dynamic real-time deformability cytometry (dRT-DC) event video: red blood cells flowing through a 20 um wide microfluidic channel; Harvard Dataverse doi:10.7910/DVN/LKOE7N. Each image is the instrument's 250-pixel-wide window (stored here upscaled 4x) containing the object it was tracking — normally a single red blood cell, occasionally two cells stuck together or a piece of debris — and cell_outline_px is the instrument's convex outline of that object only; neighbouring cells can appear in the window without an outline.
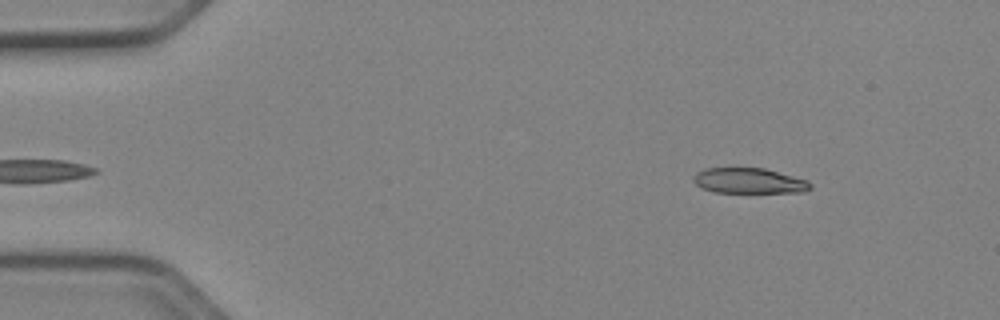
{"species": "Egyptian fruit bat (a non-hibernating species)", "species_latin": "Rousettus aegyptiacus", "temperature_condition": "cold", "stored_images_in_passage": 47, "camera_frame_rate_fps": 3000, "um_per_image_px": 0.085, "animal": {"sex": "female"}, "frame": {"image": 1, "passage_image": 2, "time_ms": 0.333, "image_size_px": [1000, 320], "cell_outline_px": [[812, 188], [804, 192], [712, 192], [700, 188], [692, 180], [692, 176], [696, 172], [704, 168], [736, 164], [764, 168], [808, 180], [812, 184]], "centroid_in_image_um": [63.58, 15.31], "position_along_channel_um": 21.4, "area_um2": 18.32}}
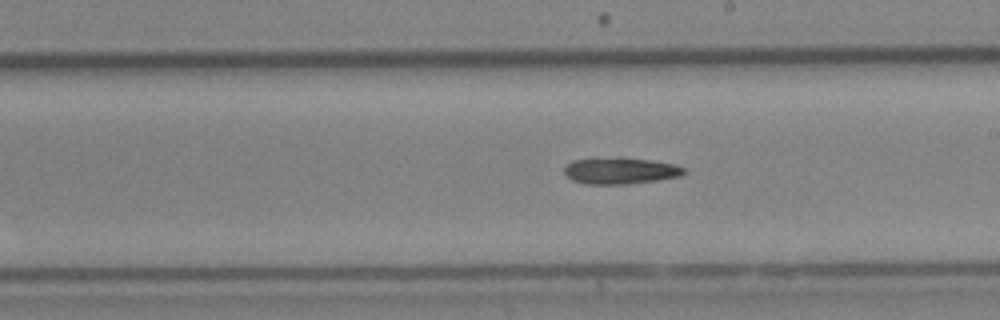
{"frame": {"image": 2, "passage_image": 25, "time_ms": 8.0, "image_size_px": [1000, 320], "cell_outline_px": [[688, 172], [680, 176], [656, 180], [628, 184], [584, 184], [572, 180], [564, 172], [564, 168], [572, 160], [596, 156], [620, 156], [652, 160], [676, 164], [688, 168]], "centroid_in_image_um": [52.75, 14.47], "position_along_channel_um": 236.3, "area_um2": 19.25}}
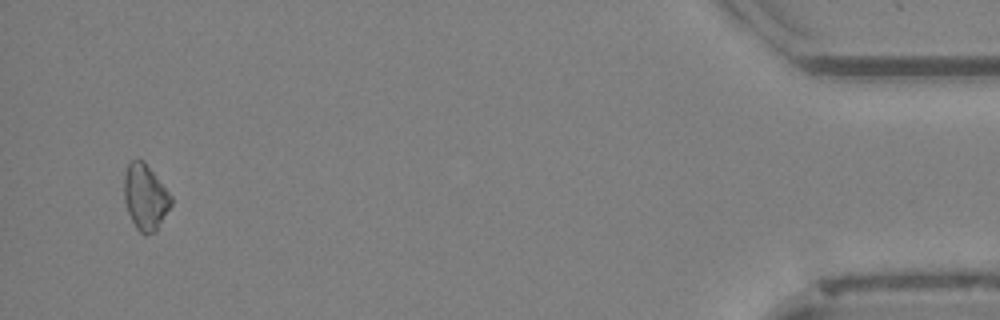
{"frame": {"image": 3, "passage_image": 45, "time_ms": 14.667, "image_size_px": [1000, 320], "cell_outline_px": [[172, 204], [156, 232], [144, 236], [136, 228], [128, 212], [124, 200], [124, 176], [128, 164], [132, 160], [144, 160], [172, 196]], "centroid_in_image_um": [12.36, 16.77], "position_along_channel_um": 422.8, "area_um2": 18.09}}